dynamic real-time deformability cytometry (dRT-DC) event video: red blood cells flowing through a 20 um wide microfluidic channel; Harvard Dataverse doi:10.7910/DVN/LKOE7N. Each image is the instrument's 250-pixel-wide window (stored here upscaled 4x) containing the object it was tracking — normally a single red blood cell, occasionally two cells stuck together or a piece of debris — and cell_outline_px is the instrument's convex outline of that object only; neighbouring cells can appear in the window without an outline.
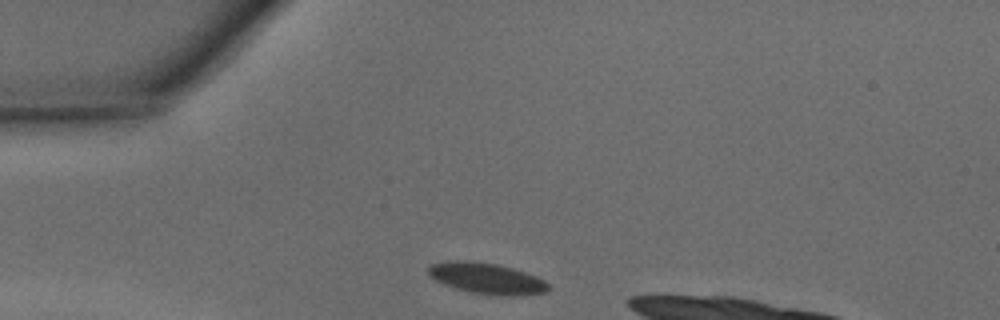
{"species": "common noctule bat (a hibernating species)", "species_latin": "Nyctalus noctula", "temperature_condition": "warm", "stored_images_in_passage": 13, "camera_frame_rate_fps": 3000, "um_per_image_px": 0.085, "animal": {"sex": "male", "body_mass_g": 15.6}, "frame": {"image": 1, "passage_image": 1, "time_ms": 0.0, "image_size_px": [1000, 320], "cell_outline_px": [[552, 288], [548, 292], [524, 296], [504, 296], [468, 292], [444, 284], [428, 276], [428, 268], [432, 264], [448, 260], [472, 260], [496, 264], [512, 268], [536, 276], [544, 280]], "centroid_in_image_um": [41.4, 23.67], "position_along_channel_um": 43.6, "area_um2": 22.02}}
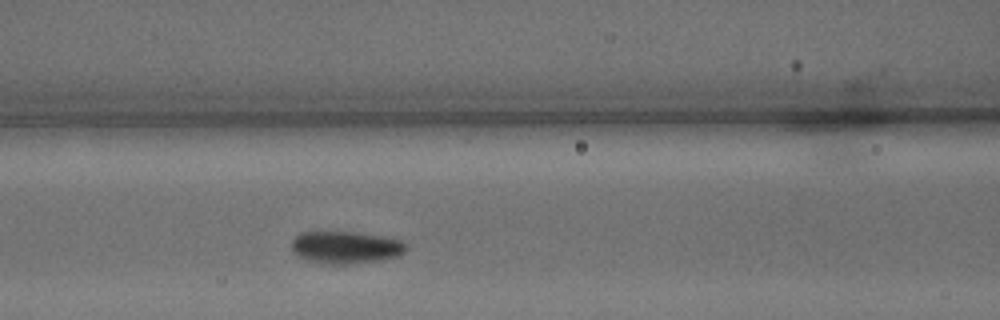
{"frame": {"image": 2, "passage_image": 9, "time_ms": 2.667, "image_size_px": [1000, 320], "cell_outline_px": [[408, 248], [404, 252], [396, 256], [384, 260], [348, 264], [320, 264], [296, 256], [292, 252], [292, 240], [300, 232], [352, 232], [380, 236], [404, 240], [408, 244]], "centroid_in_image_um": [29.39, 21.04], "position_along_channel_um": 137.2, "area_um2": 21.85}}
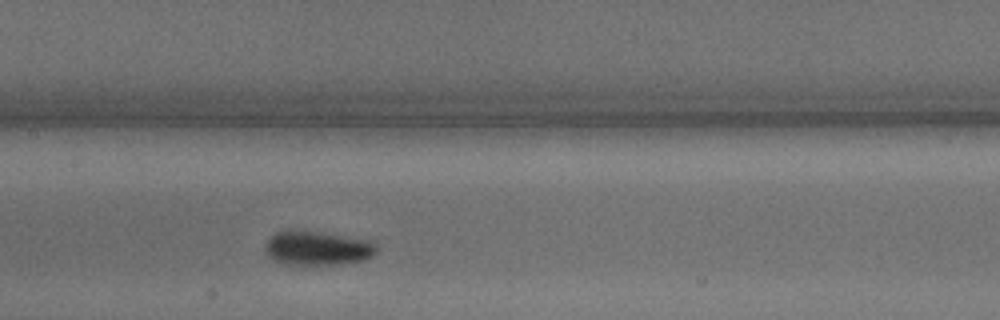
{"frame": {"image": 3, "passage_image": 12, "time_ms": 3.667, "image_size_px": [1000, 320], "cell_outline_px": [[376, 252], [372, 256], [364, 260], [344, 264], [284, 264], [276, 260], [268, 252], [264, 244], [276, 232], [288, 228], [320, 232], [368, 240], [376, 244]], "centroid_in_image_um": [26.99, 21.07], "position_along_channel_um": 180.4, "area_um2": 22.08}}